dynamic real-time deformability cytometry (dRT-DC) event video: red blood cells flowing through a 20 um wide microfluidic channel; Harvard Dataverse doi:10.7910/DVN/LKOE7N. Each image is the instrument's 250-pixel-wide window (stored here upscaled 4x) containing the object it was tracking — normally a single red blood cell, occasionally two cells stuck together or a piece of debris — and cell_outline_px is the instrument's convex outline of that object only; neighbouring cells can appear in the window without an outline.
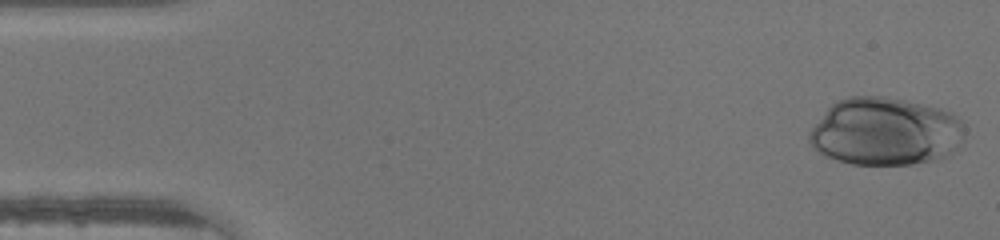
{"species": "human", "species_latin": "Homo sapiens", "temperature_condition": "warm", "stored_images_in_passage": 37, "camera_frame_rate_fps": 3000, "um_per_image_px": 0.085, "donor": {"sex": "male"}, "frame": {"image": 1, "passage_image": 1, "time_ms": 0.0, "image_size_px": [1000, 240], "cell_outline_px": [[968, 128], [964, 140], [960, 148], [948, 156], [940, 160], [912, 164], [852, 164], [836, 160], [824, 156], [816, 152], [812, 148], [808, 140], [808, 132], [828, 108], [836, 100], [848, 96], [884, 96], [904, 100], [940, 108], [952, 112]], "centroid_in_image_um": [75.3, 11.2], "position_along_channel_um": 9.7, "area_um2": 62.6}}
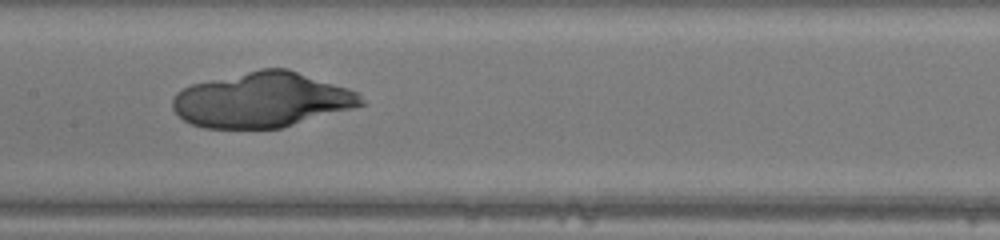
{"frame": {"image": 2, "passage_image": 22, "time_ms": 7.0, "image_size_px": [1000, 240], "cell_outline_px": [[364, 104], [352, 108], [280, 128], [204, 128], [192, 124], [184, 120], [172, 108], [172, 100], [176, 92], [192, 84], [260, 68], [288, 68], [348, 88], [356, 92], [364, 100]], "centroid_in_image_um": [22.26, 8.48], "position_along_channel_um": 185.1, "area_um2": 60.11}}
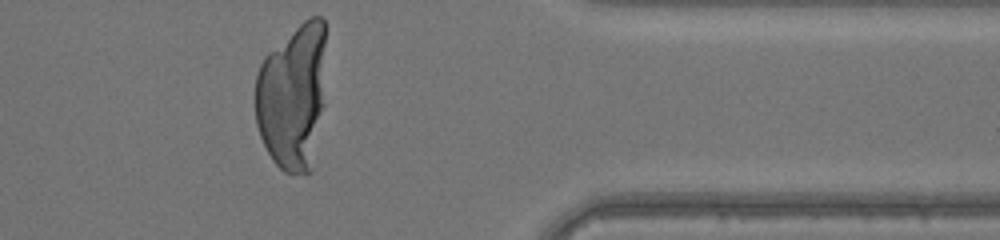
{"frame": {"image": 3, "passage_image": 37, "time_ms": 12.0, "image_size_px": [1000, 240], "cell_outline_px": [[324, 104], [312, 172], [284, 172], [272, 160], [260, 136], [256, 124], [256, 76], [260, 64], [264, 56], [268, 52], [308, 16], [324, 16]], "centroid_in_image_um": [24.88, 8.2], "position_along_channel_um": 386.5, "area_um2": 60.75}}